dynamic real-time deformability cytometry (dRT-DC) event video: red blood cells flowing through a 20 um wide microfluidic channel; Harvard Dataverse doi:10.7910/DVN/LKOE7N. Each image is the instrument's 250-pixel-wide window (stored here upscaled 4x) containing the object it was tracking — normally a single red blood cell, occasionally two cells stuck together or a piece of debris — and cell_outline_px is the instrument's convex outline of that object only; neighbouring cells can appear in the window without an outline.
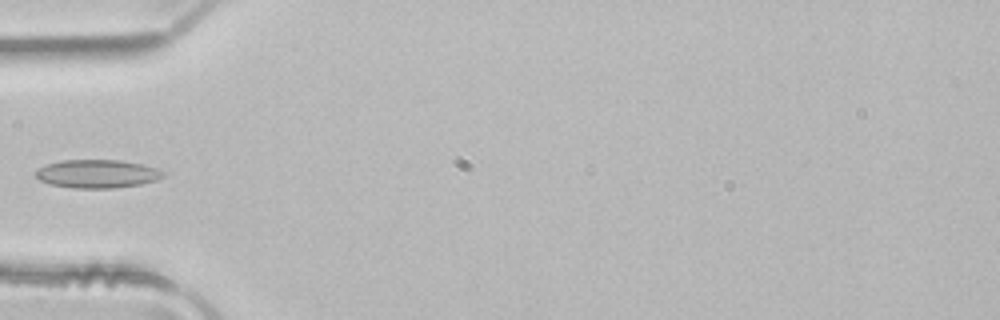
{"species": "common noctule bat (a hibernating species)", "species_latin": "Nyctalus noctula", "temperature_condition": "room temperature", "stored_images_in_passage": 3, "camera_frame_rate_fps": 3000, "um_per_image_px": 0.085, "animal": {"sex": "male", "body_mass_g": 21.5, "forearm_length_mm": 52.0}, "frame": {"image": 1, "passage_image": 3, "time_ms": 0.667, "image_size_px": [1000, 320], "cell_outline_px": [[164, 176], [156, 180], [140, 184], [112, 188], [72, 188], [52, 184], [40, 180], [36, 176], [36, 168], [44, 164], [60, 160], [120, 160], [140, 164], [156, 168], [164, 172]], "centroid_in_image_um": [8.22, 14.76], "position_along_channel_um": 76.8, "area_um2": 20.98}}